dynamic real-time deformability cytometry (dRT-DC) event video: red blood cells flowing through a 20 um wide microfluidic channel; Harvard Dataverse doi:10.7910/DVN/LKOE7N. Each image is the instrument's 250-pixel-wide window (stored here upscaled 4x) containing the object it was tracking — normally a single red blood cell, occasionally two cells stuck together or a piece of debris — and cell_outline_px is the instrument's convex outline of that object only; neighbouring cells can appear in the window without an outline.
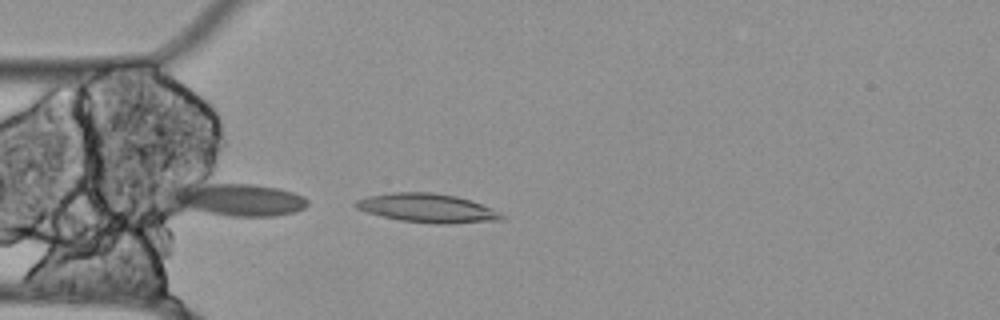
{"species": "Egyptian fruit bat (a non-hibernating species)", "species_latin": "Rousettus aegyptiacus", "temperature_condition": "cold", "stored_images_in_passage": 15, "camera_frame_rate_fps": 3000, "um_per_image_px": 0.085, "animal": {"sex": "female"}, "frame": {"image": 1, "passage_image": 15, "time_ms": 4.667, "image_size_px": [1000, 320], "cell_outline_px": [[508, 216], [504, 220], [448, 224], [432, 224], [400, 220], [368, 212], [356, 208], [352, 204], [356, 200], [368, 196], [392, 192], [432, 192], [456, 196], [472, 200], [492, 208]], "centroid_in_image_um": [36.39, 17.69], "position_along_channel_um": 48.6, "area_um2": 24.8}}